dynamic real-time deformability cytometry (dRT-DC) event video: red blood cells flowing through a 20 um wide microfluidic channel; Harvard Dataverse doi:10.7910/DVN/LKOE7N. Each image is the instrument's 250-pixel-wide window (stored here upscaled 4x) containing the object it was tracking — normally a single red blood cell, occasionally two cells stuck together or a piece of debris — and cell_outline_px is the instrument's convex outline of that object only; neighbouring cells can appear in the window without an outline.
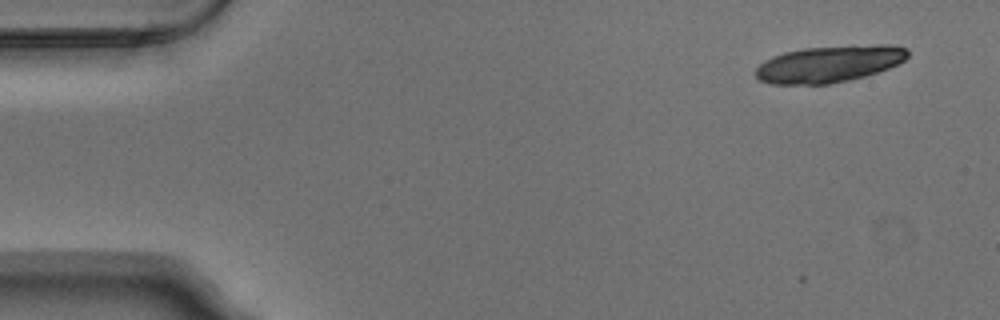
{"species": "Egyptian fruit bat (a non-hibernating species)", "species_latin": "Rousettus aegyptiacus", "temperature_condition": "warm", "stored_images_in_passage": 50, "segment_of_instrument_passage": [1, 2], "camera_frame_rate_fps": 3000, "um_per_image_px": 0.085, "animal": {"sex": "male"}, "frame": {"image": 1, "passage_image": 1, "time_ms": 0.0, "image_size_px": [1000, 320], "cell_outline_px": [[908, 56], [904, 60], [888, 68], [864, 76], [848, 80], [828, 84], [768, 84], [760, 80], [756, 76], [756, 68], [764, 60], [772, 56], [784, 52], [804, 48], [880, 44], [892, 44], [908, 48]], "centroid_in_image_um": [70.47, 5.43], "position_along_channel_um": 14.5, "area_um2": 32.48}}